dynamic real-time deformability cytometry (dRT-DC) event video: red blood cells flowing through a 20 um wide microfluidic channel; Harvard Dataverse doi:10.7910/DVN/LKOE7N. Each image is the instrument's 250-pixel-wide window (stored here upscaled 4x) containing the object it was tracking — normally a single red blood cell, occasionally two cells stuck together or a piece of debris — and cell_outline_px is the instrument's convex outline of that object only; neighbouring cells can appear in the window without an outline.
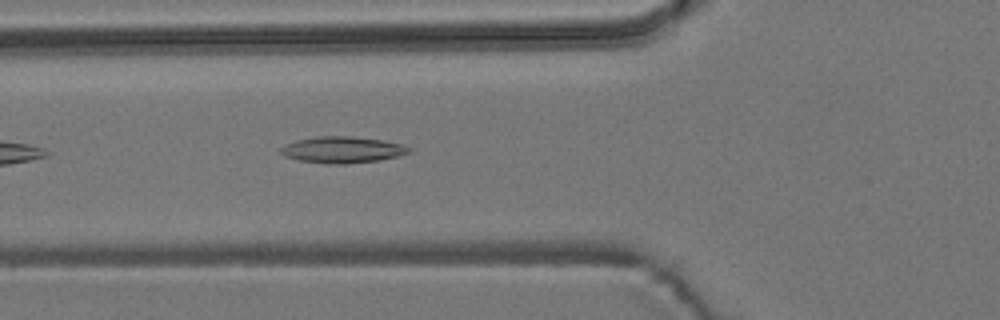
{"species": "common noctule bat (a hibernating species)", "species_latin": "Nyctalus noctula", "temperature_condition": "room temperature", "stored_images_in_passage": 3, "camera_frame_rate_fps": 3000, "um_per_image_px": 0.085, "animal": {"sex": "male", "body_mass_g": 19.2, "forearm_length_mm": 51.8}, "frame": {"image": 1, "passage_image": 3, "time_ms": 3.333, "image_size_px": [1000, 320], "cell_outline_px": [[412, 152], [380, 160], [344, 164], [328, 164], [300, 160], [284, 156], [280, 152], [280, 148], [284, 144], [296, 140], [316, 136], [352, 136], [384, 140], [400, 144], [412, 148]], "centroid_in_image_um": [29.09, 12.72], "position_along_channel_um": 96.7, "area_um2": 19.83}}